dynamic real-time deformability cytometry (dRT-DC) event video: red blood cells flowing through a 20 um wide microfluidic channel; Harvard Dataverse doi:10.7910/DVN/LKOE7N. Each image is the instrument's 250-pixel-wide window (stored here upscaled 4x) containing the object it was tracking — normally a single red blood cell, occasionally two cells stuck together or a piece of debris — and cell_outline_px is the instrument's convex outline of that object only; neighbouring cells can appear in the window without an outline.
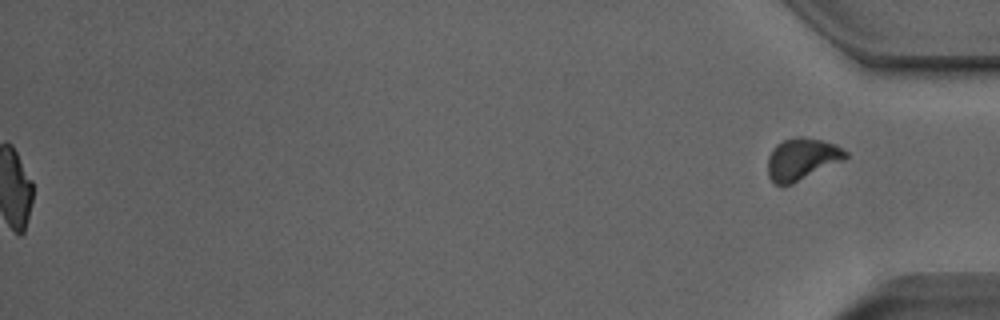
{"species": "Egyptian fruit bat (a non-hibernating species)", "species_latin": "Rousettus aegyptiacus", "temperature_condition": "room temperature", "stored_images_in_passage": 50, "segment_of_instrument_passage": [2, 2], "camera_frame_rate_fps": 3000, "um_per_image_px": 0.085, "animal": {"sex": "male"}, "frame": {"image": 1, "passage_image": 50, "time_ms": 16.333, "image_size_px": [1000, 320], "cell_outline_px": [[848, 156], [844, 160], [792, 184], [776, 184], [768, 176], [768, 156], [772, 148], [776, 144], [784, 140], [796, 136], [800, 136], [824, 140], [836, 144], [844, 148], [848, 152]], "centroid_in_image_um": [68.18, 13.49], "position_along_channel_um": 367.0, "area_um2": 19.13}}